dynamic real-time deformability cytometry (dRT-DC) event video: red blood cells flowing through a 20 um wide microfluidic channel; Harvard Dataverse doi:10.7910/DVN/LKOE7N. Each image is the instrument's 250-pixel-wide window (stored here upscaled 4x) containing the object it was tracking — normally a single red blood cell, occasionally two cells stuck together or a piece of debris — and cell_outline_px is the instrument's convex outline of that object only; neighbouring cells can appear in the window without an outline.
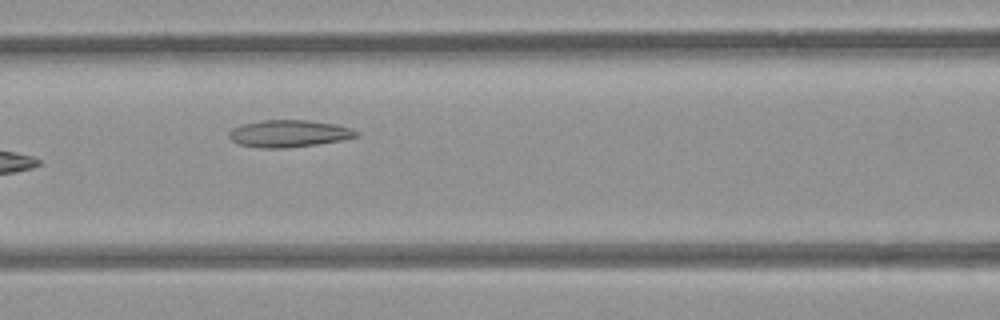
{"species": "common noctule bat (a hibernating species)", "species_latin": "Nyctalus noctula", "temperature_condition": "room temperature", "stored_images_in_passage": 7, "camera_frame_rate_fps": 3000, "um_per_image_px": 0.085, "animal": {"sex": "female", "body_mass_g": 21.9}, "frame": {"image": 1, "passage_image": 7, "time_ms": 2.0, "image_size_px": [1000, 320], "cell_outline_px": [[360, 136], [344, 140], [288, 148], [260, 148], [240, 144], [232, 140], [228, 136], [228, 132], [232, 128], [240, 124], [260, 120], [308, 120], [336, 124], [352, 128], [360, 132]], "centroid_in_image_um": [24.58, 11.34], "position_along_channel_um": 142.0, "area_um2": 20.4}}